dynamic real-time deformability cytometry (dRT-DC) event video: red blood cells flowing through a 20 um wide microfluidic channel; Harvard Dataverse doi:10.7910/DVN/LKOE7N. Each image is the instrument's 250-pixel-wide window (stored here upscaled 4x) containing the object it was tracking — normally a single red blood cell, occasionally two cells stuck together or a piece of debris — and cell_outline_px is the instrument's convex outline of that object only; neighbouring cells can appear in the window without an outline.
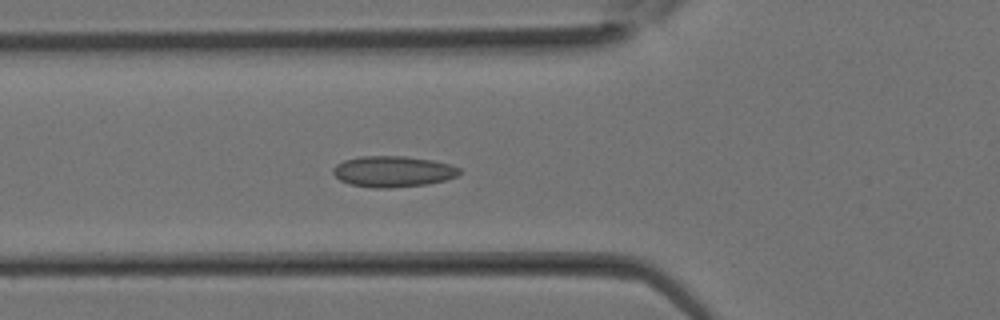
{"species": "Egyptian fruit bat (a non-hibernating species)", "species_latin": "Rousettus aegyptiacus", "temperature_condition": "room temperature", "stored_images_in_passage": 32, "camera_frame_rate_fps": 3000, "um_per_image_px": 0.085, "animal": {"sex": "female"}, "frame": {"image": 1, "passage_image": 11, "time_ms": 3.333, "image_size_px": [1000, 320], "cell_outline_px": [[460, 172], [456, 176], [444, 180], [428, 184], [392, 188], [372, 188], [348, 184], [340, 180], [332, 172], [332, 168], [336, 164], [344, 160], [360, 156], [404, 156], [432, 160], [452, 164], [460, 168]], "centroid_in_image_um": [33.38, 14.58], "position_along_channel_um": 92.4, "area_um2": 23.0}}
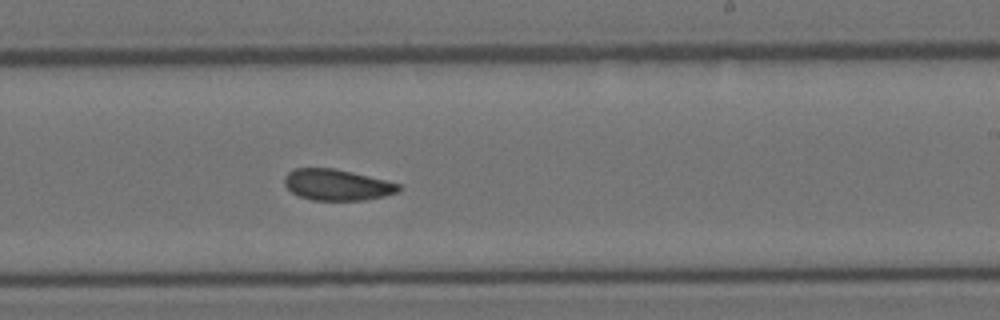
{"frame": {"image": 2, "passage_image": 19, "time_ms": 6.0, "image_size_px": [1000, 320], "cell_outline_px": [[400, 192], [384, 196], [364, 200], [312, 200], [300, 196], [292, 192], [284, 184], [284, 176], [292, 168], [332, 168], [352, 172], [400, 184]], "centroid_in_image_um": [28.63, 15.71], "position_along_channel_um": 260.4, "area_um2": 20.63}}
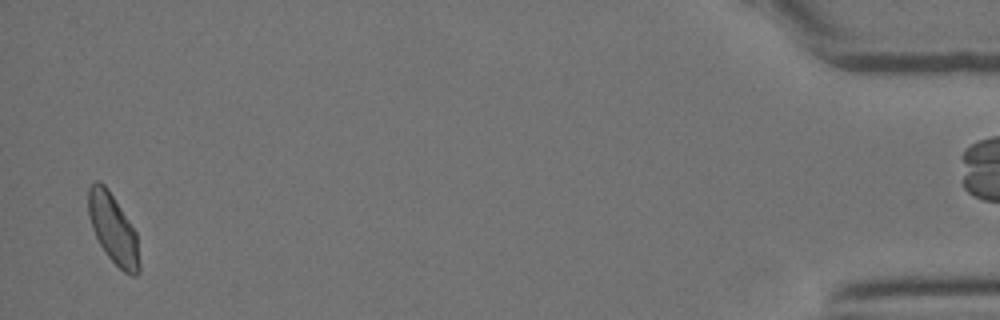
{"frame": {"image": 3, "passage_image": 31, "time_ms": 10.0, "image_size_px": [1000, 320], "cell_outline_px": [[140, 272], [136, 276], [132, 276], [124, 272], [108, 256], [100, 244], [92, 228], [88, 216], [88, 188], [96, 180], [100, 180], [108, 188], [136, 232], [140, 264]], "centroid_in_image_um": [9.62, 19.45], "position_along_channel_um": 425.6, "area_um2": 20.63}}